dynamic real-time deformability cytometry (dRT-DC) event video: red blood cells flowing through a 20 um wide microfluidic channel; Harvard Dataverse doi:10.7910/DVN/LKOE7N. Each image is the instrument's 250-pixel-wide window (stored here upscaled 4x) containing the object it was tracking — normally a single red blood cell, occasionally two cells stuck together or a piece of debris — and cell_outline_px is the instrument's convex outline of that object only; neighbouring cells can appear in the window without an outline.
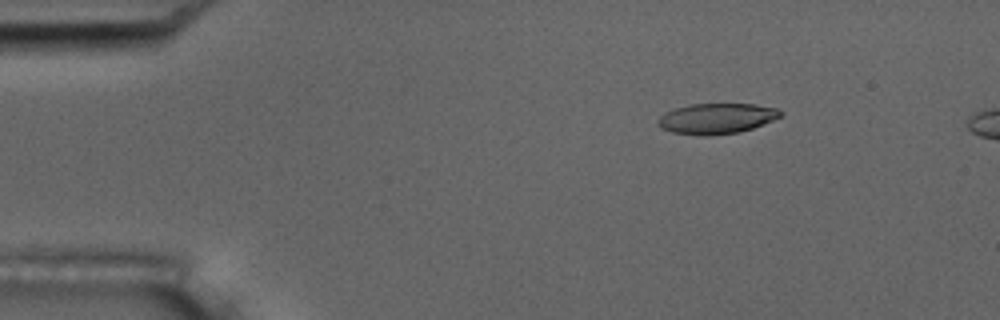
{"species": "common noctule bat (a hibernating species)", "species_latin": "Nyctalus noctula", "temperature_condition": "room temperature", "stored_images_in_passage": 46, "camera_frame_rate_fps": 3000, "um_per_image_px": 0.085, "animal": {"sex": "male", "body_mass_g": 17.5, "forearm_length_mm": 52.3}, "frame": {"image": 1, "passage_image": 1, "time_ms": 0.0, "image_size_px": [1000, 320], "cell_outline_px": [[784, 116], [752, 128], [740, 132], [708, 136], [700, 136], [672, 132], [660, 128], [656, 124], [656, 120], [664, 112], [688, 104], [756, 104], [776, 108], [784, 112]], "centroid_in_image_um": [60.9, 10.08], "position_along_channel_um": 24.1, "area_um2": 22.14}}
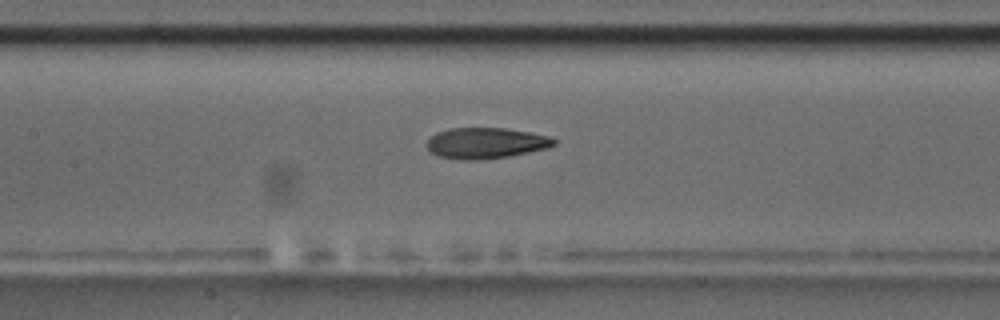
{"frame": {"image": 2, "passage_image": 18, "time_ms": 5.667, "image_size_px": [1000, 320], "cell_outline_px": [[556, 144], [548, 148], [508, 156], [476, 160], [460, 160], [440, 156], [432, 152], [428, 148], [428, 140], [436, 132], [448, 128], [504, 128], [528, 132], [548, 136], [556, 140]], "centroid_in_image_um": [41.3, 12.16], "position_along_channel_um": 166.1, "area_um2": 22.66}}
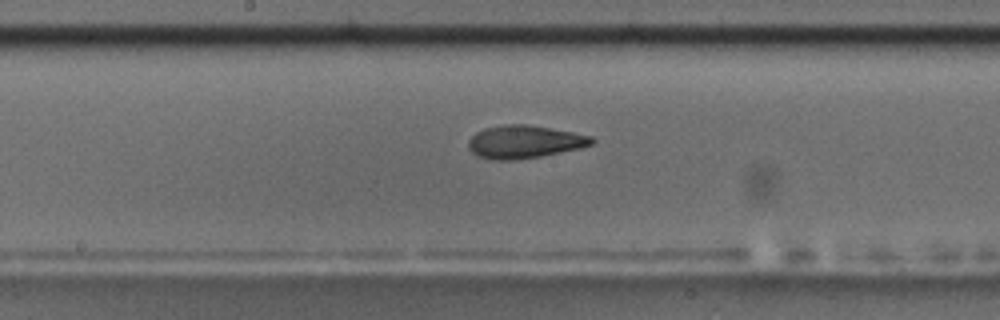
{"frame": {"image": 3, "passage_image": 21, "time_ms": 6.667, "image_size_px": [1000, 320], "cell_outline_px": [[596, 140], [592, 144], [580, 148], [540, 156], [512, 160], [492, 160], [476, 156], [468, 148], [468, 140], [476, 132], [484, 128], [504, 124], [524, 124], [572, 132], [592, 136]], "centroid_in_image_um": [44.54, 12.06], "position_along_channel_um": 203.7, "area_um2": 23.58}, "authors_computed_cell_mechanics": {"area_um2": 23.3512, "velocity_mm_per_s": 3.7821, "shape_relaxation_time_tau1_ms": 9.5167, "shape_relaxation_time_tau2_ms": 2.5499, "deformation_change_tau1": 0.2678, "deformation_change_tau2": 0.1009}}